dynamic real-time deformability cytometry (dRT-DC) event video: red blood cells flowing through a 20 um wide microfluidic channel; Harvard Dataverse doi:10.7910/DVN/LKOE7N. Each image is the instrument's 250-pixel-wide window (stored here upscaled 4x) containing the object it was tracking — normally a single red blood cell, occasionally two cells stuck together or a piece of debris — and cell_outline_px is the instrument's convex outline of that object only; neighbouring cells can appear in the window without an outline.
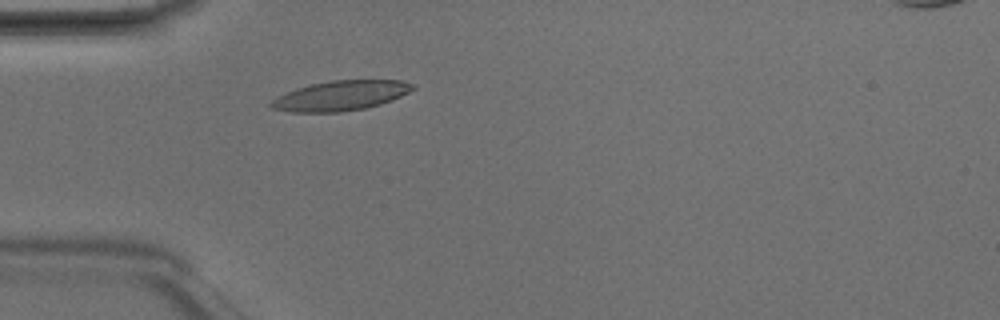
{"species": "Egyptian fruit bat (a non-hibernating species)", "species_latin": "Rousettus aegyptiacus", "temperature_condition": "room temperature", "stored_images_in_passage": 3, "camera_frame_rate_fps": 3000, "um_per_image_px": 0.085, "animal": {"sex": "male"}, "frame": {"image": 1, "passage_image": 3, "time_ms": 0.667, "image_size_px": [1000, 320], "cell_outline_px": [[416, 88], [392, 100], [380, 104], [364, 108], [340, 112], [292, 112], [272, 108], [268, 104], [276, 96], [296, 88], [312, 84], [332, 80], [400, 80], [416, 84]], "centroid_in_image_um": [28.95, 8.12], "position_along_channel_um": 56.0, "area_um2": 24.62}}